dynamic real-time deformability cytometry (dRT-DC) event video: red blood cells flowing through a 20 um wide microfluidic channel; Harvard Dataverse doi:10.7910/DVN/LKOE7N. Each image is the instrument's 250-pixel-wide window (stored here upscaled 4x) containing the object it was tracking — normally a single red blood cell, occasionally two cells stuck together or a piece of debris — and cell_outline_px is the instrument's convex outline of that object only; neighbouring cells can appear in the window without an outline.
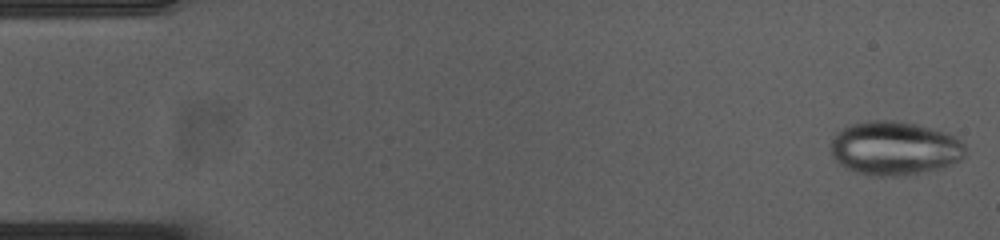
{"species": "common noctule bat (a hibernating species)", "species_latin": "Nyctalus noctula", "temperature_condition": "cold", "stored_images_in_passage": 53, "camera_frame_rate_fps": 3000, "um_per_image_px": 0.085, "animal": {"sex": "female", "body_mass_g": 23.0, "forearm_length_mm": 53.4}, "frame": {"image": 1, "passage_image": 1, "time_ms": 0.0, "image_size_px": [1000, 240], "cell_outline_px": [[964, 156], [960, 160], [948, 164], [916, 172], [892, 176], [880, 176], [860, 172], [844, 164], [832, 152], [828, 144], [844, 128], [856, 124], [876, 120], [884, 120], [912, 124], [952, 136], [964, 144]], "centroid_in_image_um": [76.02, 12.59], "position_along_channel_um": 9.0, "area_um2": 39.82}}
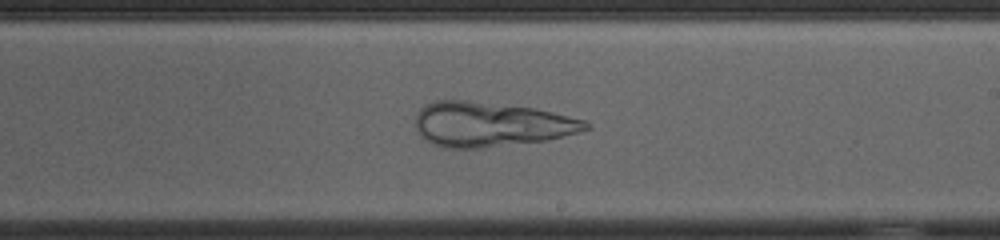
{"frame": {"image": 2, "passage_image": 31, "time_ms": 10.0, "image_size_px": [1000, 240], "cell_outline_px": [[592, 128], [544, 140], [480, 148], [440, 148], [432, 144], [420, 136], [416, 132], [416, 116], [420, 108], [424, 104], [436, 100], [464, 100], [532, 108], [584, 120]], "centroid_in_image_um": [41.6, 10.57], "position_along_channel_um": 247.4, "area_um2": 43.81}}
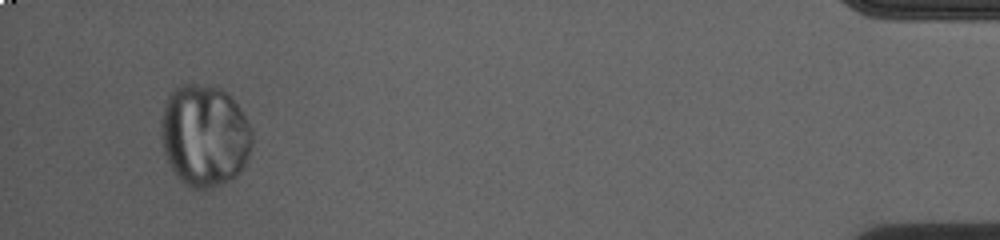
{"frame": {"image": 3, "passage_image": 51, "time_ms": 16.667, "image_size_px": [1000, 240], "cell_outline_px": [[252, 144], [248, 156], [240, 172], [236, 176], [204, 192], [192, 188], [180, 180], [172, 168], [164, 152], [160, 124], [164, 108], [168, 96], [180, 84], [196, 84], [220, 88], [240, 108], [252, 132]], "centroid_in_image_um": [17.38, 11.55], "position_along_channel_um": 417.8, "area_um2": 53.81}}